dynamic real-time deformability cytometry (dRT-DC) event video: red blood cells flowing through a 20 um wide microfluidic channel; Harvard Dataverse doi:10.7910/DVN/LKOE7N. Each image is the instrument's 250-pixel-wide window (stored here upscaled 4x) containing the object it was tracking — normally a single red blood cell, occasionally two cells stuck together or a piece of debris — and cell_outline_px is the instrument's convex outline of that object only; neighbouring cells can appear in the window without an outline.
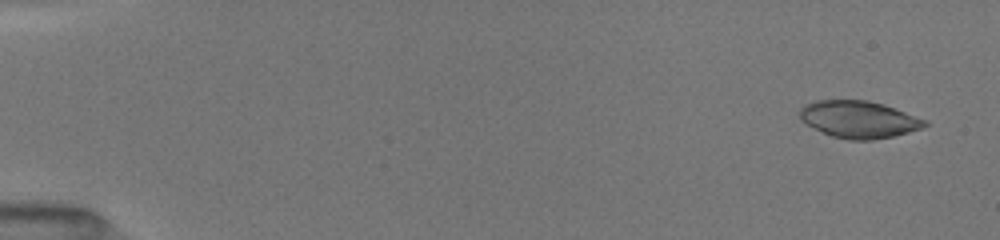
{"species": "common noctule bat (a hibernating species)", "species_latin": "Nyctalus noctula", "temperature_condition": "room temperature", "stored_images_in_passage": 8, "camera_frame_rate_fps": 3000, "um_per_image_px": 0.085, "animal": {"sex": "female", "body_mass_g": 19.5, "forearm_length_mm": 54.1}, "frame": {"image": 1, "passage_image": 2, "time_ms": 0.667, "image_size_px": [1000, 240], "cell_outline_px": [[928, 124], [920, 128], [908, 132], [892, 136], [872, 140], [848, 140], [832, 136], [800, 120], [800, 108], [804, 104], [816, 100], [868, 100], [884, 104], [928, 120]], "centroid_in_image_um": [73.01, 10.13], "position_along_channel_um": 12.0, "area_um2": 26.93}}
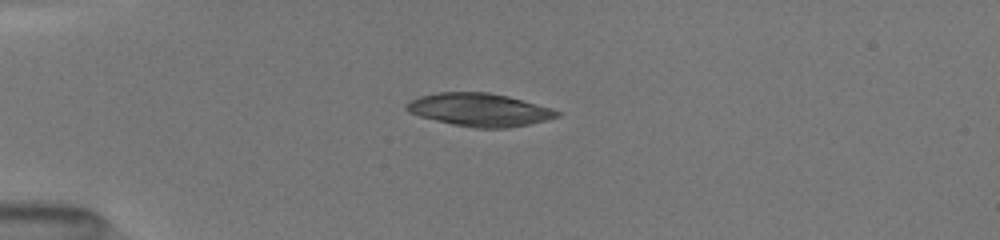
{"frame": {"image": 2, "passage_image": 7, "time_ms": 4.333, "image_size_px": [1000, 240], "cell_outline_px": [[560, 116], [528, 124], [508, 128], [476, 128], [452, 124], [420, 116], [408, 112], [404, 108], [404, 104], [420, 96], [440, 92], [488, 92], [508, 96], [552, 108], [560, 112]], "centroid_in_image_um": [40.74, 9.33], "position_along_channel_um": 44.3, "area_um2": 28.78}}